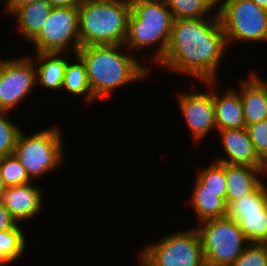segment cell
<instances>
[{"label": "cell", "instance_id": "obj_31", "mask_svg": "<svg viewBox=\"0 0 267 266\" xmlns=\"http://www.w3.org/2000/svg\"><path fill=\"white\" fill-rule=\"evenodd\" d=\"M38 0H4L2 3H5V10L7 14H11L18 6L26 5Z\"/></svg>", "mask_w": 267, "mask_h": 266}, {"label": "cell", "instance_id": "obj_20", "mask_svg": "<svg viewBox=\"0 0 267 266\" xmlns=\"http://www.w3.org/2000/svg\"><path fill=\"white\" fill-rule=\"evenodd\" d=\"M75 56L76 62H67L65 67L62 89L65 88L71 95H85V101L90 104L97 100L90 90L85 63L77 54Z\"/></svg>", "mask_w": 267, "mask_h": 266}, {"label": "cell", "instance_id": "obj_6", "mask_svg": "<svg viewBox=\"0 0 267 266\" xmlns=\"http://www.w3.org/2000/svg\"><path fill=\"white\" fill-rule=\"evenodd\" d=\"M196 228L206 266H232L250 244L237 221L223 217L201 222Z\"/></svg>", "mask_w": 267, "mask_h": 266}, {"label": "cell", "instance_id": "obj_30", "mask_svg": "<svg viewBox=\"0 0 267 266\" xmlns=\"http://www.w3.org/2000/svg\"><path fill=\"white\" fill-rule=\"evenodd\" d=\"M17 224L0 200V231L13 229Z\"/></svg>", "mask_w": 267, "mask_h": 266}, {"label": "cell", "instance_id": "obj_26", "mask_svg": "<svg viewBox=\"0 0 267 266\" xmlns=\"http://www.w3.org/2000/svg\"><path fill=\"white\" fill-rule=\"evenodd\" d=\"M0 111V158L13 154L21 129Z\"/></svg>", "mask_w": 267, "mask_h": 266}, {"label": "cell", "instance_id": "obj_4", "mask_svg": "<svg viewBox=\"0 0 267 266\" xmlns=\"http://www.w3.org/2000/svg\"><path fill=\"white\" fill-rule=\"evenodd\" d=\"M130 7L124 46L141 50L159 43L152 59L158 63L171 38L174 22L171 10L164 0H130Z\"/></svg>", "mask_w": 267, "mask_h": 266}, {"label": "cell", "instance_id": "obj_27", "mask_svg": "<svg viewBox=\"0 0 267 266\" xmlns=\"http://www.w3.org/2000/svg\"><path fill=\"white\" fill-rule=\"evenodd\" d=\"M196 177L204 184V190L226 192L225 163L213 162Z\"/></svg>", "mask_w": 267, "mask_h": 266}, {"label": "cell", "instance_id": "obj_7", "mask_svg": "<svg viewBox=\"0 0 267 266\" xmlns=\"http://www.w3.org/2000/svg\"><path fill=\"white\" fill-rule=\"evenodd\" d=\"M140 266H206L200 237L195 228L166 235L144 247Z\"/></svg>", "mask_w": 267, "mask_h": 266}, {"label": "cell", "instance_id": "obj_29", "mask_svg": "<svg viewBox=\"0 0 267 266\" xmlns=\"http://www.w3.org/2000/svg\"><path fill=\"white\" fill-rule=\"evenodd\" d=\"M258 157L267 165V119L246 126Z\"/></svg>", "mask_w": 267, "mask_h": 266}, {"label": "cell", "instance_id": "obj_19", "mask_svg": "<svg viewBox=\"0 0 267 266\" xmlns=\"http://www.w3.org/2000/svg\"><path fill=\"white\" fill-rule=\"evenodd\" d=\"M62 53H36V82L51 90L62 89L65 67L68 60Z\"/></svg>", "mask_w": 267, "mask_h": 266}, {"label": "cell", "instance_id": "obj_28", "mask_svg": "<svg viewBox=\"0 0 267 266\" xmlns=\"http://www.w3.org/2000/svg\"><path fill=\"white\" fill-rule=\"evenodd\" d=\"M232 266H267V244L250 243Z\"/></svg>", "mask_w": 267, "mask_h": 266}, {"label": "cell", "instance_id": "obj_16", "mask_svg": "<svg viewBox=\"0 0 267 266\" xmlns=\"http://www.w3.org/2000/svg\"><path fill=\"white\" fill-rule=\"evenodd\" d=\"M216 129L246 128L243 105L239 92L228 89L224 94L213 92Z\"/></svg>", "mask_w": 267, "mask_h": 266}, {"label": "cell", "instance_id": "obj_1", "mask_svg": "<svg viewBox=\"0 0 267 266\" xmlns=\"http://www.w3.org/2000/svg\"><path fill=\"white\" fill-rule=\"evenodd\" d=\"M211 18L174 20L167 50L157 64L200 82L216 81L228 45L218 12Z\"/></svg>", "mask_w": 267, "mask_h": 266}, {"label": "cell", "instance_id": "obj_10", "mask_svg": "<svg viewBox=\"0 0 267 266\" xmlns=\"http://www.w3.org/2000/svg\"><path fill=\"white\" fill-rule=\"evenodd\" d=\"M37 65L26 56L0 60V111L10 112L27 98L37 84Z\"/></svg>", "mask_w": 267, "mask_h": 266}, {"label": "cell", "instance_id": "obj_15", "mask_svg": "<svg viewBox=\"0 0 267 266\" xmlns=\"http://www.w3.org/2000/svg\"><path fill=\"white\" fill-rule=\"evenodd\" d=\"M267 174V167H248L225 163L226 198L227 206L245 195L254 192L262 183L259 176Z\"/></svg>", "mask_w": 267, "mask_h": 266}, {"label": "cell", "instance_id": "obj_11", "mask_svg": "<svg viewBox=\"0 0 267 266\" xmlns=\"http://www.w3.org/2000/svg\"><path fill=\"white\" fill-rule=\"evenodd\" d=\"M210 91L207 93H178V105L186 124L191 131L194 142L206 138L216 128L213 90L217 81H206ZM212 87V89H211ZM212 130V131H211Z\"/></svg>", "mask_w": 267, "mask_h": 266}, {"label": "cell", "instance_id": "obj_17", "mask_svg": "<svg viewBox=\"0 0 267 266\" xmlns=\"http://www.w3.org/2000/svg\"><path fill=\"white\" fill-rule=\"evenodd\" d=\"M190 205L195 210L199 223L227 217L226 192L204 190V184L196 177Z\"/></svg>", "mask_w": 267, "mask_h": 266}, {"label": "cell", "instance_id": "obj_25", "mask_svg": "<svg viewBox=\"0 0 267 266\" xmlns=\"http://www.w3.org/2000/svg\"><path fill=\"white\" fill-rule=\"evenodd\" d=\"M0 172L6 187L20 186L32 181L14 154L0 158Z\"/></svg>", "mask_w": 267, "mask_h": 266}, {"label": "cell", "instance_id": "obj_12", "mask_svg": "<svg viewBox=\"0 0 267 266\" xmlns=\"http://www.w3.org/2000/svg\"><path fill=\"white\" fill-rule=\"evenodd\" d=\"M226 158L216 162L248 167H267L256 154L246 128L219 130Z\"/></svg>", "mask_w": 267, "mask_h": 266}, {"label": "cell", "instance_id": "obj_23", "mask_svg": "<svg viewBox=\"0 0 267 266\" xmlns=\"http://www.w3.org/2000/svg\"><path fill=\"white\" fill-rule=\"evenodd\" d=\"M26 241L25 233L18 224L13 229L0 231V265L19 260L26 249Z\"/></svg>", "mask_w": 267, "mask_h": 266}, {"label": "cell", "instance_id": "obj_13", "mask_svg": "<svg viewBox=\"0 0 267 266\" xmlns=\"http://www.w3.org/2000/svg\"><path fill=\"white\" fill-rule=\"evenodd\" d=\"M1 201L12 218L19 224L40 213L43 206V195L41 188L33 186L30 182L20 186L7 187Z\"/></svg>", "mask_w": 267, "mask_h": 266}, {"label": "cell", "instance_id": "obj_8", "mask_svg": "<svg viewBox=\"0 0 267 266\" xmlns=\"http://www.w3.org/2000/svg\"><path fill=\"white\" fill-rule=\"evenodd\" d=\"M222 1L219 0V2ZM218 6L216 11L227 45L237 40L241 42L267 41L266 9L259 7L252 0H224Z\"/></svg>", "mask_w": 267, "mask_h": 266}, {"label": "cell", "instance_id": "obj_3", "mask_svg": "<svg viewBox=\"0 0 267 266\" xmlns=\"http://www.w3.org/2000/svg\"><path fill=\"white\" fill-rule=\"evenodd\" d=\"M130 0H82L78 6L81 47L124 45Z\"/></svg>", "mask_w": 267, "mask_h": 266}, {"label": "cell", "instance_id": "obj_5", "mask_svg": "<svg viewBox=\"0 0 267 266\" xmlns=\"http://www.w3.org/2000/svg\"><path fill=\"white\" fill-rule=\"evenodd\" d=\"M58 128L51 126L31 135L21 130L18 136L13 154L24 166L32 181L47 175L64 160V140Z\"/></svg>", "mask_w": 267, "mask_h": 266}, {"label": "cell", "instance_id": "obj_18", "mask_svg": "<svg viewBox=\"0 0 267 266\" xmlns=\"http://www.w3.org/2000/svg\"><path fill=\"white\" fill-rule=\"evenodd\" d=\"M52 8L48 0H38L18 6L10 16H16L23 39L31 43L42 30Z\"/></svg>", "mask_w": 267, "mask_h": 266}, {"label": "cell", "instance_id": "obj_33", "mask_svg": "<svg viewBox=\"0 0 267 266\" xmlns=\"http://www.w3.org/2000/svg\"><path fill=\"white\" fill-rule=\"evenodd\" d=\"M6 186H5V184H4V181H3V178H2V176H1V172H0V200L2 199V197H3V193H4V191L6 190Z\"/></svg>", "mask_w": 267, "mask_h": 266}, {"label": "cell", "instance_id": "obj_9", "mask_svg": "<svg viewBox=\"0 0 267 266\" xmlns=\"http://www.w3.org/2000/svg\"><path fill=\"white\" fill-rule=\"evenodd\" d=\"M31 42L36 53H65L71 47L76 55L81 47L78 7H53L42 30Z\"/></svg>", "mask_w": 267, "mask_h": 266}, {"label": "cell", "instance_id": "obj_34", "mask_svg": "<svg viewBox=\"0 0 267 266\" xmlns=\"http://www.w3.org/2000/svg\"><path fill=\"white\" fill-rule=\"evenodd\" d=\"M256 3L259 7H262L267 10V0H252Z\"/></svg>", "mask_w": 267, "mask_h": 266}, {"label": "cell", "instance_id": "obj_32", "mask_svg": "<svg viewBox=\"0 0 267 266\" xmlns=\"http://www.w3.org/2000/svg\"><path fill=\"white\" fill-rule=\"evenodd\" d=\"M52 7H78L82 0H48Z\"/></svg>", "mask_w": 267, "mask_h": 266}, {"label": "cell", "instance_id": "obj_22", "mask_svg": "<svg viewBox=\"0 0 267 266\" xmlns=\"http://www.w3.org/2000/svg\"><path fill=\"white\" fill-rule=\"evenodd\" d=\"M176 19H198L209 15L219 0H164ZM210 11V12H209Z\"/></svg>", "mask_w": 267, "mask_h": 266}, {"label": "cell", "instance_id": "obj_14", "mask_svg": "<svg viewBox=\"0 0 267 266\" xmlns=\"http://www.w3.org/2000/svg\"><path fill=\"white\" fill-rule=\"evenodd\" d=\"M240 81V99L246 126L267 119V81L258 74L250 73Z\"/></svg>", "mask_w": 267, "mask_h": 266}, {"label": "cell", "instance_id": "obj_2", "mask_svg": "<svg viewBox=\"0 0 267 266\" xmlns=\"http://www.w3.org/2000/svg\"><path fill=\"white\" fill-rule=\"evenodd\" d=\"M122 47L126 46L91 45L80 47L77 51L85 63L90 90L96 100L106 99L112 90L145 79L150 73L136 57L124 55Z\"/></svg>", "mask_w": 267, "mask_h": 266}, {"label": "cell", "instance_id": "obj_24", "mask_svg": "<svg viewBox=\"0 0 267 266\" xmlns=\"http://www.w3.org/2000/svg\"><path fill=\"white\" fill-rule=\"evenodd\" d=\"M262 183L254 192L231 202L227 206V217L239 221L240 212L262 211L267 207V186Z\"/></svg>", "mask_w": 267, "mask_h": 266}, {"label": "cell", "instance_id": "obj_21", "mask_svg": "<svg viewBox=\"0 0 267 266\" xmlns=\"http://www.w3.org/2000/svg\"><path fill=\"white\" fill-rule=\"evenodd\" d=\"M238 224L249 243L267 244V207L262 211L240 212Z\"/></svg>", "mask_w": 267, "mask_h": 266}]
</instances>
